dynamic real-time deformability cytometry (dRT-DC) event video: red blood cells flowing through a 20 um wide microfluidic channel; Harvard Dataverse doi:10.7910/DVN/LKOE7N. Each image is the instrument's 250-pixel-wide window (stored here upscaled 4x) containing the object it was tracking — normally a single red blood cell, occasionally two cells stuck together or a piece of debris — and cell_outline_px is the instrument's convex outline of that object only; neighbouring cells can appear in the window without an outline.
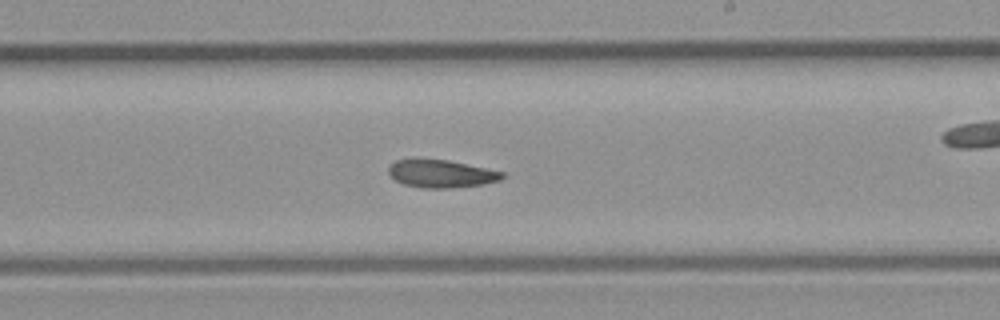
{"species": "common noctule bat (a hibernating species)", "species_latin": "Nyctalus noctula", "temperature_condition": "room temperature", "stored_images_in_passage": 36, "camera_frame_rate_fps": 3000, "um_per_image_px": 0.085, "animal": {"sex": "male", "body_mass_g": 23.1, "forearm_length_mm": 52.7}, "frame": {"image": 1, "passage_image": 21, "time_ms": 6.667, "image_size_px": [1000, 320], "cell_outline_px": [[504, 176], [500, 180], [484, 184], [448, 188], [424, 188], [404, 184], [396, 180], [388, 172], [388, 168], [396, 160], [448, 160], [504, 172]], "centroid_in_image_um": [37.53, 14.78], "position_along_channel_um": 251.5, "area_um2": 17.98}}